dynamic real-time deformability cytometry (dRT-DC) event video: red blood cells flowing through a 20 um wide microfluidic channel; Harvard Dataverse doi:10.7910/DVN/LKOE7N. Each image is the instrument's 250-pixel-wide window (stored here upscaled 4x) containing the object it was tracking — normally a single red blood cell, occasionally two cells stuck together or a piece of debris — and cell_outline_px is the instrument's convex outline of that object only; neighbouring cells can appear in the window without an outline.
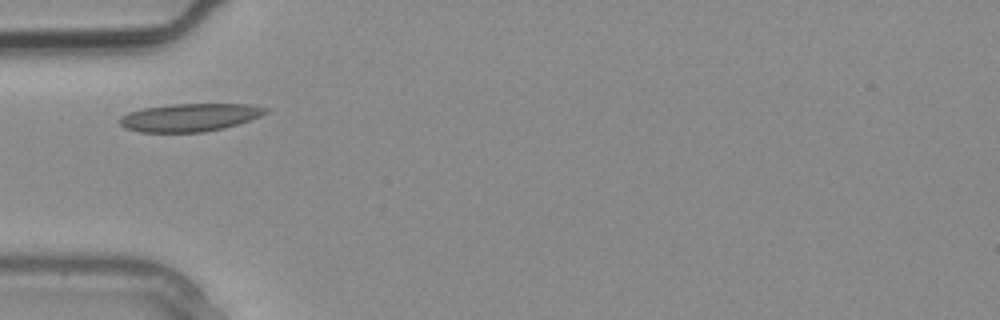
{"species": "common noctule bat (a hibernating species)", "species_latin": "Nyctalus noctula", "temperature_condition": "warm", "stored_images_in_passage": 1, "camera_frame_rate_fps": 3000, "um_per_image_px": 0.085, "animal": {"sex": "male", "body_mass_g": 20.4}, "frame": {"image": 1, "passage_image": 1, "time_ms": 0.0, "image_size_px": [1000, 320], "cell_outline_px": [[268, 112], [260, 116], [224, 128], [204, 132], [140, 132], [128, 128], [120, 124], [120, 116], [128, 112], [144, 108], [172, 104], [248, 104], [268, 108]], "centroid_in_image_um": [16.13, 9.98], "position_along_channel_um": 68.9, "area_um2": 23.52}}